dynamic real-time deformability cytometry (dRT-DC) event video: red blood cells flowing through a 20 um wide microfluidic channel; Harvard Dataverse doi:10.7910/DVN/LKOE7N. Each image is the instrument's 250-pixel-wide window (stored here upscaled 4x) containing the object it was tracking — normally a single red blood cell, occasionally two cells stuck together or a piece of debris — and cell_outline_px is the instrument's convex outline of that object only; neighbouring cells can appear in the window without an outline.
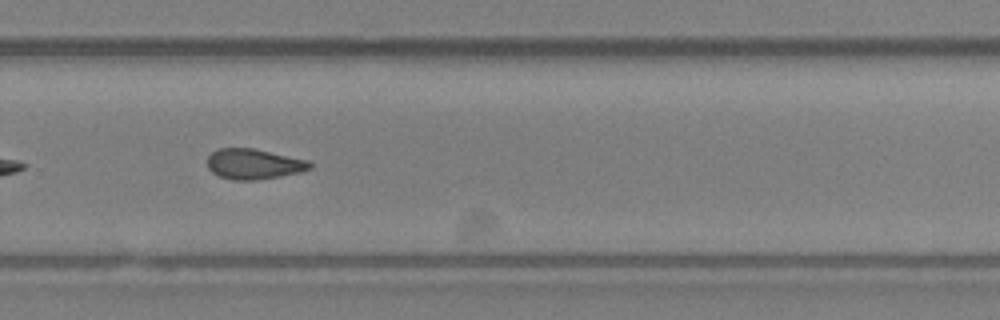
{"species": "Egyptian fruit bat (a non-hibernating species)", "species_latin": "Rousettus aegyptiacus", "temperature_condition": "room temperature", "stored_images_in_passage": 36, "camera_frame_rate_fps": 3000, "um_per_image_px": 0.085, "animal": {"sex": "female"}, "frame": {"image": 1, "passage_image": 21, "time_ms": 6.667, "image_size_px": [1000, 320], "cell_outline_px": [[312, 168], [300, 172], [280, 176], [256, 180], [232, 180], [220, 176], [212, 172], [208, 168], [208, 156], [216, 148], [252, 148], [308, 160], [312, 164]], "centroid_in_image_um": [21.56, 13.94], "position_along_channel_um": 308.2, "area_um2": 18.09}}
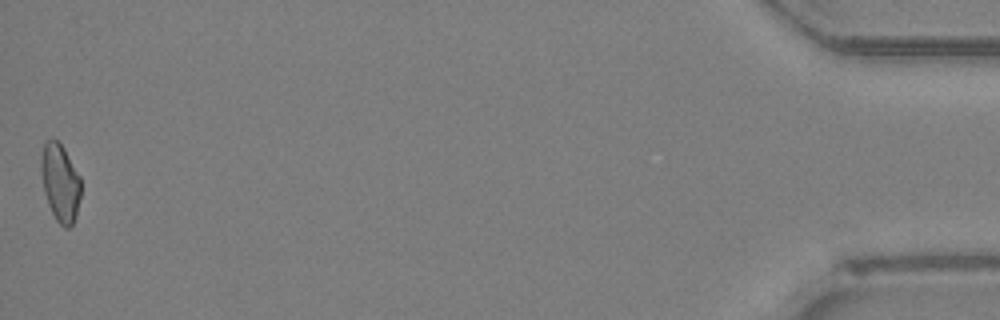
{"frame": {"image": 2, "passage_image": 36, "time_ms": 11.667, "image_size_px": [1000, 320], "cell_outline_px": [[80, 196], [76, 216], [72, 224], [68, 228], [64, 228], [56, 220], [48, 204], [44, 192], [40, 168], [40, 160], [44, 140], [56, 140], [64, 148], [80, 176]], "centroid_in_image_um": [5.1, 15.52], "position_along_channel_um": 430.1, "area_um2": 18.03}, "authors_computed_cell_mechanics": {"area_um2": 18.1203, "velocity_mm_per_s": 4.4122, "shape_relaxation_time_tau1_ms": null, "shape_relaxation_time_tau2_ms": 2.8459, "deformation_change_tau1": null, "deformation_change_tau2": 0.0964}}